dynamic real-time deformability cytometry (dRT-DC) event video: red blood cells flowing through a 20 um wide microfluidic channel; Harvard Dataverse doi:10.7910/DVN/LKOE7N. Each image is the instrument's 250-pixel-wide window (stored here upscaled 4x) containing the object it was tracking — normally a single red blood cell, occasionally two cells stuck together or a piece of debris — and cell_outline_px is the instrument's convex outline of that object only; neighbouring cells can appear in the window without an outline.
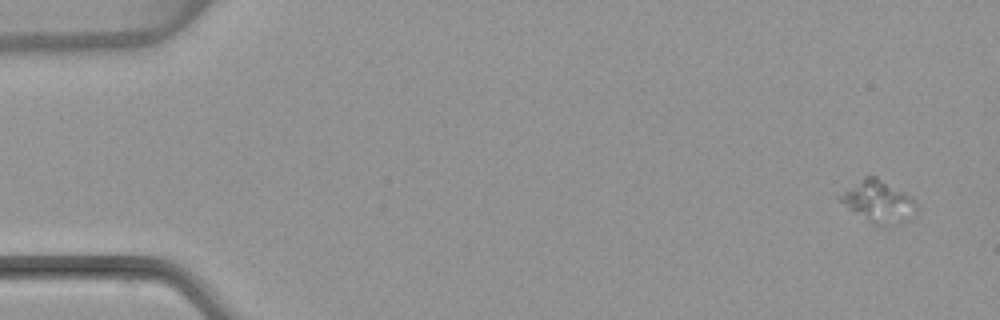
{"species": "common noctule bat (a hibernating species)", "species_latin": "Nyctalus noctula", "temperature_condition": "warm", "stored_images_in_passage": 8, "camera_frame_rate_fps": 3000, "um_per_image_px": 0.085, "animal": {"sex": "female", "body_mass_g": 22.7, "forearm_length_mm": 54.2}, "frame": {"image": 1, "passage_image": 1, "time_ms": 0.0, "image_size_px": [1000, 320], "cell_outline_px": [[916, 208], [868, 212], [864, 212], [848, 208], [836, 196], [864, 176], [876, 176], [912, 196], [916, 200]], "centroid_in_image_um": [74.43, 16.68], "position_along_channel_um": 10.6, "area_um2": 13.76}}
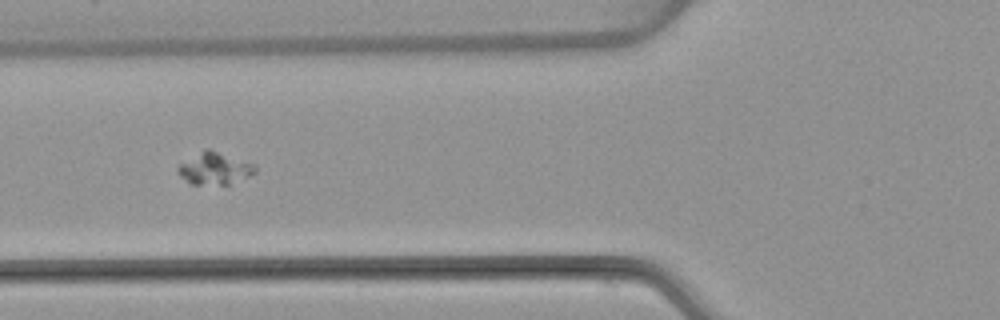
{"frame": {"image": 2, "passage_image": 6, "time_ms": 6.0, "image_size_px": [1000, 320], "cell_outline_px": [[256, 172], [248, 176], [228, 184], [188, 184], [176, 172], [176, 168], [180, 164], [208, 148], [256, 164]], "centroid_in_image_um": [18.24, 14.33], "position_along_channel_um": 107.6, "area_um2": 14.22}}
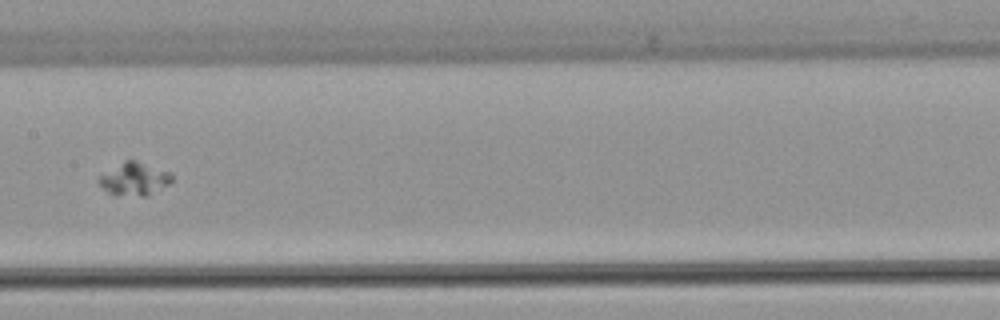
{"frame": {"image": 3, "passage_image": 8, "time_ms": 8.333, "image_size_px": [1000, 320], "cell_outline_px": [[172, 180], [168, 184], [148, 196], [140, 196], [108, 192], [100, 184], [100, 176], [124, 160], [132, 160], [172, 172]], "centroid_in_image_um": [11.48, 15.2], "position_along_channel_um": 195.9, "area_um2": 13.41}}